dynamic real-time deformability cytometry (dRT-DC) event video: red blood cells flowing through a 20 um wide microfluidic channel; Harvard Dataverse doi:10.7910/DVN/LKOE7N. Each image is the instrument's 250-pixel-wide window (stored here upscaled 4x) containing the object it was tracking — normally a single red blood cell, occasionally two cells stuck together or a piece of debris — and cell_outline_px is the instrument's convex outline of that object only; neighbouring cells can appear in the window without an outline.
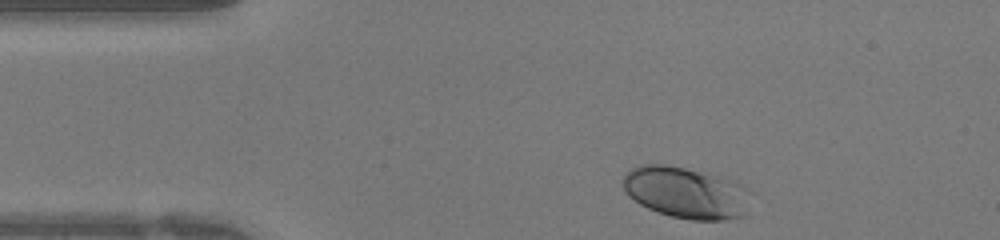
{"species": "human", "species_latin": "Homo sapiens", "temperature_condition": "warm", "stored_images_in_passage": 28, "camera_frame_rate_fps": 3000, "um_per_image_px": 0.085, "donor": {"sex": "female"}, "frame": {"image": 1, "passage_image": 1, "time_ms": 0.0, "image_size_px": [1000, 240], "cell_outline_px": [[752, 192], [744, 216], [724, 220], [692, 220], [672, 216], [648, 208], [640, 204], [628, 196], [624, 188], [624, 176], [632, 168], [640, 164], [664, 164], [728, 176], [736, 180]], "centroid_in_image_um": [58.38, 16.35], "position_along_channel_um": 26.6, "area_um2": 38.84}}
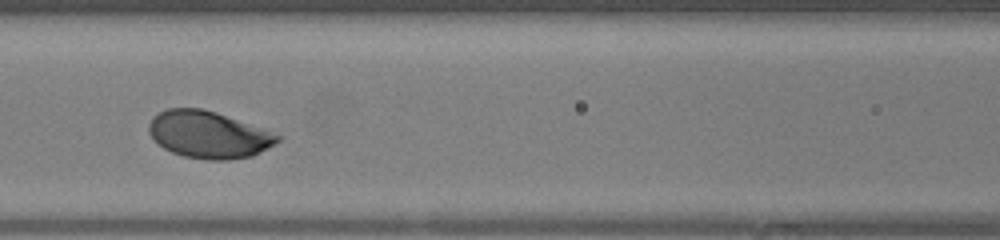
{"frame": {"image": 2, "passage_image": 12, "time_ms": 3.667, "image_size_px": [1000, 240], "cell_outline_px": [[284, 136], [280, 140], [260, 152], [252, 156], [228, 160], [208, 160], [184, 156], [172, 152], [164, 148], [148, 132], [148, 124], [152, 116], [168, 108], [204, 108], [216, 112]], "centroid_in_image_um": [17.72, 11.44], "position_along_channel_um": 148.9, "area_um2": 35.14}}
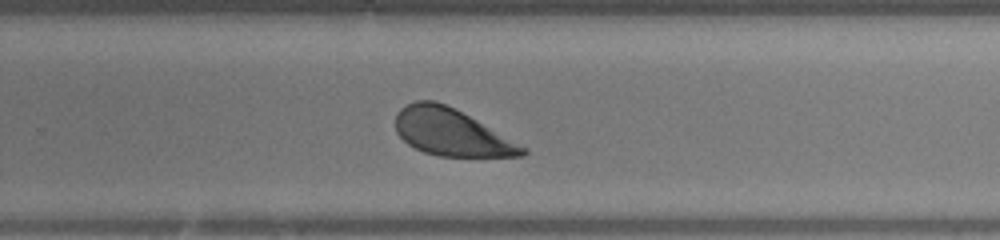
{"frame": {"image": 3, "passage_image": 21, "time_ms": 6.667, "image_size_px": [1000, 240], "cell_outline_px": [[528, 152], [524, 156], [440, 156], [424, 152], [408, 144], [396, 132], [396, 112], [400, 108], [416, 100], [436, 100], [476, 120], [528, 148]], "centroid_in_image_um": [38.35, 11.25], "position_along_channel_um": 291.5, "area_um2": 34.22}}